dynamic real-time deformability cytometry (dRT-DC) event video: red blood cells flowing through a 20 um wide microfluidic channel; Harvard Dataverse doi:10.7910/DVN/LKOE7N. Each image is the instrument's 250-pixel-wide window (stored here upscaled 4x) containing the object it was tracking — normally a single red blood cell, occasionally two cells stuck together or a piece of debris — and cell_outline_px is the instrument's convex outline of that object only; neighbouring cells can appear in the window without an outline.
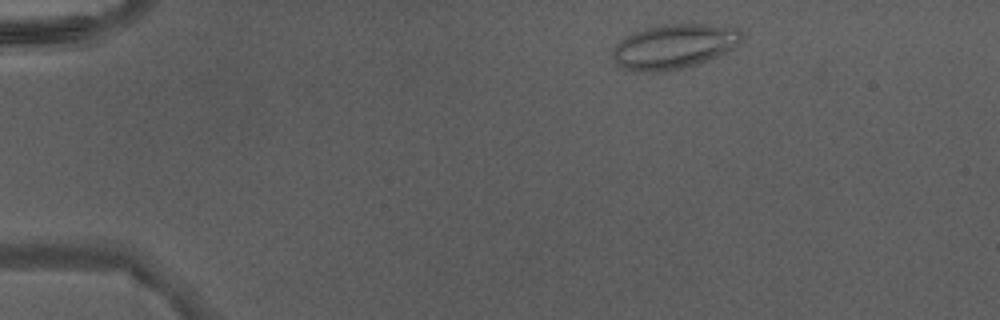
{"species": "Egyptian fruit bat (a non-hibernating species)", "species_latin": "Rousettus aegyptiacus", "temperature_condition": "warm", "stored_images_in_passage": 42, "camera_frame_rate_fps": 3000, "um_per_image_px": 0.085, "animal": {"sex": "male"}, "frame": {"image": 1, "passage_image": 3, "time_ms": 0.667, "image_size_px": [1000, 320], "cell_outline_px": [[740, 40], [732, 48], [716, 56], [696, 64], [656, 72], [636, 72], [624, 68], [616, 64], [612, 56], [612, 48], [624, 36], [632, 32], [644, 28], [660, 24], [704, 24], [736, 28], [740, 32]], "centroid_in_image_um": [57.18, 3.93], "position_along_channel_um": 27.8, "area_um2": 33.18}}
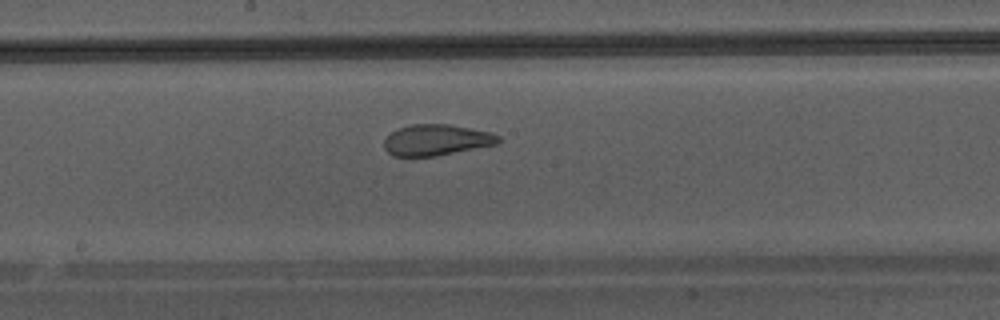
{"frame": {"image": 2, "passage_image": 21, "time_ms": 6.667, "image_size_px": [1000, 320], "cell_outline_px": [[500, 144], [436, 156], [392, 156], [384, 148], [384, 140], [392, 132], [408, 124], [448, 124], [472, 128], [492, 132], [500, 136]], "centroid_in_image_um": [37.14, 11.9], "position_along_channel_um": 211.1, "area_um2": 20.87}}
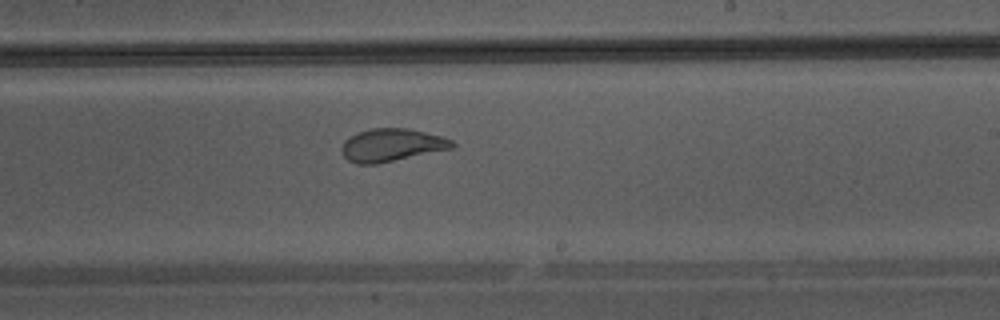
{"frame": {"image": 3, "passage_image": 24, "time_ms": 7.667, "image_size_px": [1000, 320], "cell_outline_px": [[456, 144], [452, 148], [376, 164], [356, 164], [348, 160], [340, 152], [340, 148], [344, 140], [348, 136], [356, 132], [372, 128], [408, 128], [440, 136], [452, 140]], "centroid_in_image_um": [33.22, 12.32], "position_along_channel_um": 255.8, "area_um2": 21.15}}